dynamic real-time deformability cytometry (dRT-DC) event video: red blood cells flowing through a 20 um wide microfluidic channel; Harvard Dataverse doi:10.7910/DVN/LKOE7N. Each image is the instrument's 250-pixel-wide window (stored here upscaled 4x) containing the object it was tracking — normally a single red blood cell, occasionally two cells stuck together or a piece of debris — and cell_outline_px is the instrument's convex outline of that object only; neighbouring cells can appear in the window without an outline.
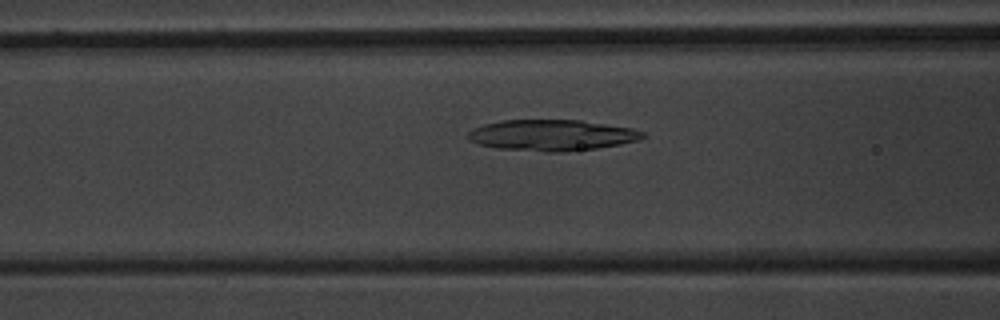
{"species": "common noctule bat (a hibernating species)", "species_latin": "Nyctalus noctula", "temperature_condition": "warm", "stored_images_in_passage": 53, "camera_frame_rate_fps": 3000, "um_per_image_px": 0.085, "animal": {"sex": "male", "body_mass_g": 20.1, "forearm_length_mm": 53.5}, "frame": {"image": 1, "passage_image": 22, "time_ms": 7.0, "image_size_px": [1000, 320], "cell_outline_px": [[648, 136], [640, 140], [620, 144], [596, 148], [560, 152], [544, 152], [496, 148], [476, 144], [468, 140], [468, 132], [484, 124], [504, 120], [580, 120], [632, 128], [644, 132]], "centroid_in_image_um": [46.92, 11.5], "position_along_channel_um": 119.7, "area_um2": 31.67}}
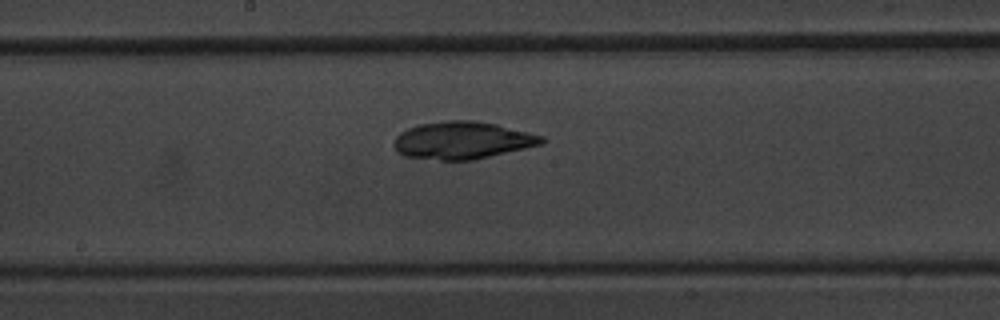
{"frame": {"image": 2, "passage_image": 29, "time_ms": 9.333, "image_size_px": [1000, 320], "cell_outline_px": [[548, 140], [544, 144], [472, 160], [440, 160], [404, 156], [396, 152], [392, 144], [396, 136], [400, 132], [408, 128], [420, 124], [444, 120], [472, 120], [496, 124], [544, 136]], "centroid_in_image_um": [39.3, 11.93], "position_along_channel_um": 208.9, "area_um2": 32.43}}
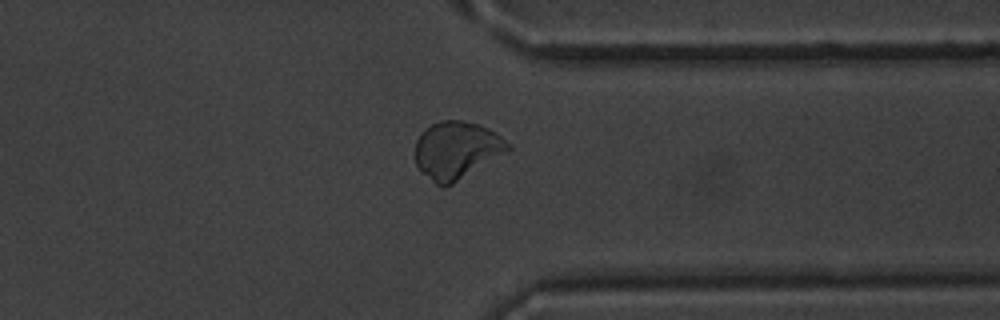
{"frame": {"image": 3, "passage_image": 42, "time_ms": 13.667, "image_size_px": [1000, 320], "cell_outline_px": [[512, 148], [452, 184], [444, 188], [440, 188], [420, 172], [416, 164], [416, 140], [432, 124], [440, 120], [464, 120], [480, 124], [496, 132], [512, 144]], "centroid_in_image_um": [38.82, 12.76], "position_along_channel_um": 372.6, "area_um2": 31.04}}